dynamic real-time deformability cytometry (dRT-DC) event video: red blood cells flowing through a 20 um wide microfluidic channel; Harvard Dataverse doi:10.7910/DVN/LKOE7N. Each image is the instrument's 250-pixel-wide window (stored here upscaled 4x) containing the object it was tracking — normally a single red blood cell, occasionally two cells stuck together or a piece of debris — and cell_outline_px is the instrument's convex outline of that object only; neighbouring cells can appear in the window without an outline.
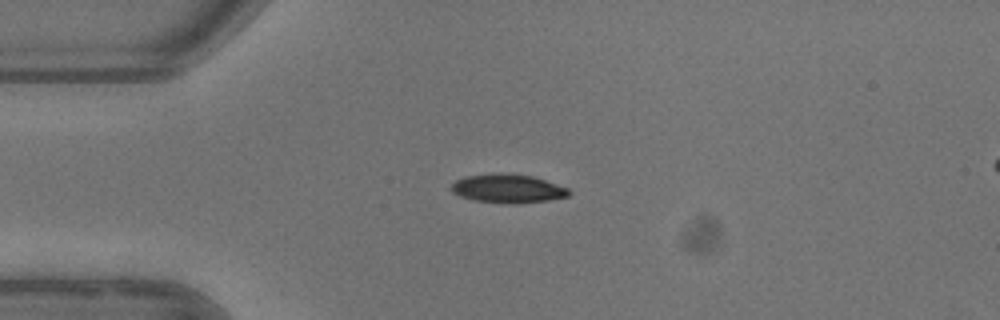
{"species": "common noctule bat (a hibernating species)", "species_latin": "Nyctalus noctula", "temperature_condition": "warm", "stored_images_in_passage": 3, "camera_frame_rate_fps": 3000, "um_per_image_px": 0.085, "animal": {"sex": "female"}, "frame": {"image": 1, "passage_image": 1, "time_ms": 0.0, "image_size_px": [1000, 320], "cell_outline_px": [[572, 192], [568, 196], [548, 200], [516, 204], [472, 200], [460, 196], [452, 192], [448, 188], [456, 180], [468, 176], [500, 172], [532, 176], [568, 188]], "centroid_in_image_um": [43.14, 16.03], "position_along_channel_um": 41.9, "area_um2": 19.65}}
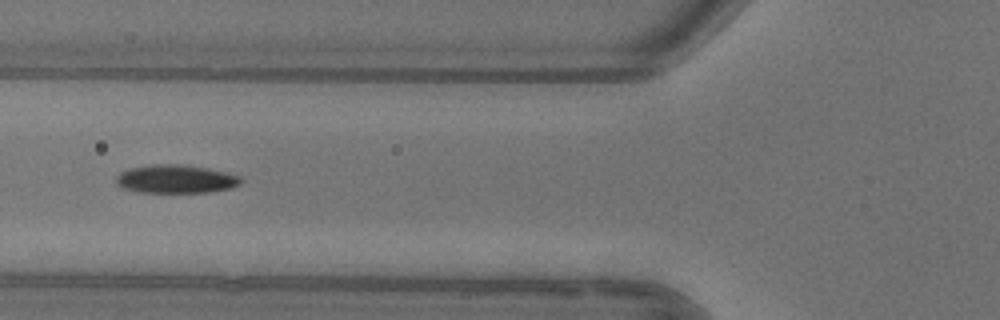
{"frame": {"image": 2, "passage_image": 3, "time_ms": 2.333, "image_size_px": [1000, 320], "cell_outline_px": [[244, 180], [240, 184], [232, 188], [212, 192], [140, 192], [120, 188], [116, 184], [116, 176], [120, 172], [132, 168], [156, 164], [180, 164], [208, 168], [240, 176]], "centroid_in_image_um": [14.96, 15.22], "position_along_channel_um": 110.8, "area_um2": 20.69}}